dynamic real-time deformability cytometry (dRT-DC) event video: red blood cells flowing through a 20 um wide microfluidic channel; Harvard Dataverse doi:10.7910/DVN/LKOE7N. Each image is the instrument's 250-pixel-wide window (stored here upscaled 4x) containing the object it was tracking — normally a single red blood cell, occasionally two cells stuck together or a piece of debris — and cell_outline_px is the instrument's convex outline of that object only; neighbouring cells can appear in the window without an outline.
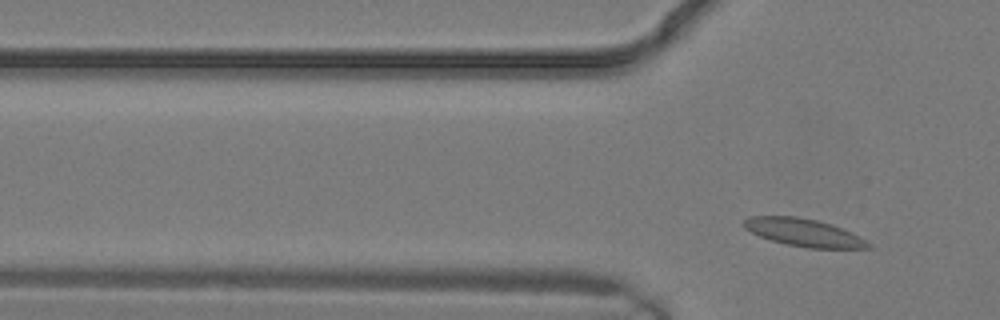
{"species": "common noctule bat (a hibernating species)", "species_latin": "Nyctalus noctula", "temperature_condition": "warm", "stored_images_in_passage": 2, "camera_frame_rate_fps": 3000, "um_per_image_px": 0.085, "animal": {"sex": "male", "body_mass_g": 19.2, "forearm_length_mm": 51.8}, "frame": {"image": 1, "passage_image": 2, "time_ms": 0.333, "image_size_px": [1000, 320], "cell_outline_px": [[872, 248], [808, 248], [788, 244], [772, 240], [760, 236], [744, 228], [740, 224], [748, 216], [796, 216], [816, 220], [832, 224], [852, 232], [860, 236], [872, 244]], "centroid_in_image_um": [68.33, 19.75], "position_along_channel_um": 57.5, "area_um2": 20.11}}